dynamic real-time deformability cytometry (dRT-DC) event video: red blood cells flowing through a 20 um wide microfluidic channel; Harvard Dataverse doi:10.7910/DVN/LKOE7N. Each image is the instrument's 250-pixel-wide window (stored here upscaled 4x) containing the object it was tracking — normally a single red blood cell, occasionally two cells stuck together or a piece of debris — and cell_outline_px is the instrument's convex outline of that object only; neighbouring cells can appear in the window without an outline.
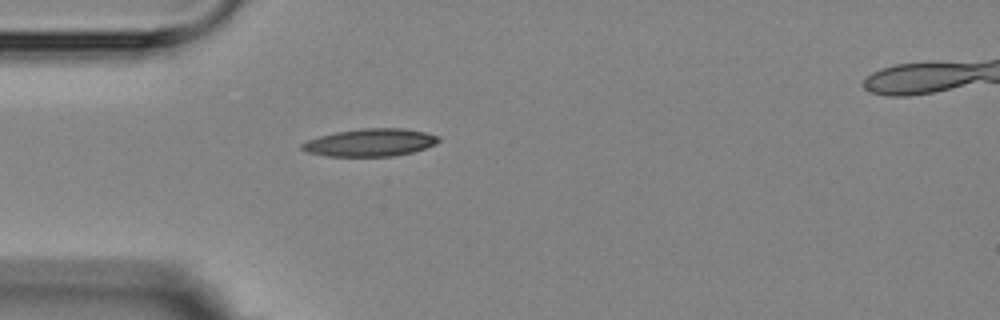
{"species": "Egyptian fruit bat (a non-hibernating species)", "species_latin": "Rousettus aegyptiacus", "temperature_condition": "room temperature", "stored_images_in_passage": 4, "camera_frame_rate_fps": 3000, "um_per_image_px": 0.085, "animal": {"sex": "female"}, "frame": {"image": 1, "passage_image": 4, "time_ms": 3.667, "image_size_px": [1000, 320], "cell_outline_px": [[440, 140], [436, 144], [412, 152], [392, 156], [324, 156], [304, 152], [300, 148], [300, 144], [308, 140], [320, 136], [336, 132], [360, 128], [404, 128], [424, 132], [440, 136]], "centroid_in_image_um": [31.44, 12.11], "position_along_channel_um": 53.6, "area_um2": 22.08}}